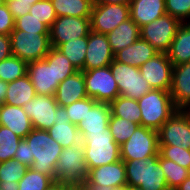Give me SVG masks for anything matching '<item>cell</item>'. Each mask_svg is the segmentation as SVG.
I'll return each instance as SVG.
<instances>
[{"label":"cell","instance_id":"cell-1","mask_svg":"<svg viewBox=\"0 0 190 190\" xmlns=\"http://www.w3.org/2000/svg\"><path fill=\"white\" fill-rule=\"evenodd\" d=\"M24 139L29 144L30 157H33L30 168L54 179L62 146L46 130L33 129Z\"/></svg>","mask_w":190,"mask_h":190},{"label":"cell","instance_id":"cell-2","mask_svg":"<svg viewBox=\"0 0 190 190\" xmlns=\"http://www.w3.org/2000/svg\"><path fill=\"white\" fill-rule=\"evenodd\" d=\"M124 165L128 186L144 190H169L159 153L146 159L125 161Z\"/></svg>","mask_w":190,"mask_h":190},{"label":"cell","instance_id":"cell-3","mask_svg":"<svg viewBox=\"0 0 190 190\" xmlns=\"http://www.w3.org/2000/svg\"><path fill=\"white\" fill-rule=\"evenodd\" d=\"M141 110V125L158 131L178 110L169 91L152 89L138 100Z\"/></svg>","mask_w":190,"mask_h":190},{"label":"cell","instance_id":"cell-4","mask_svg":"<svg viewBox=\"0 0 190 190\" xmlns=\"http://www.w3.org/2000/svg\"><path fill=\"white\" fill-rule=\"evenodd\" d=\"M82 144L88 170L120 160V145L113 140L109 127L83 135Z\"/></svg>","mask_w":190,"mask_h":190},{"label":"cell","instance_id":"cell-5","mask_svg":"<svg viewBox=\"0 0 190 190\" xmlns=\"http://www.w3.org/2000/svg\"><path fill=\"white\" fill-rule=\"evenodd\" d=\"M83 144L62 149L55 168L54 180L65 184H81L88 177Z\"/></svg>","mask_w":190,"mask_h":190},{"label":"cell","instance_id":"cell-6","mask_svg":"<svg viewBox=\"0 0 190 190\" xmlns=\"http://www.w3.org/2000/svg\"><path fill=\"white\" fill-rule=\"evenodd\" d=\"M9 36L12 55L26 63L44 59L52 47L49 34L13 30Z\"/></svg>","mask_w":190,"mask_h":190},{"label":"cell","instance_id":"cell-7","mask_svg":"<svg viewBox=\"0 0 190 190\" xmlns=\"http://www.w3.org/2000/svg\"><path fill=\"white\" fill-rule=\"evenodd\" d=\"M159 153L158 131L139 125L130 138L120 145V159H146Z\"/></svg>","mask_w":190,"mask_h":190},{"label":"cell","instance_id":"cell-8","mask_svg":"<svg viewBox=\"0 0 190 190\" xmlns=\"http://www.w3.org/2000/svg\"><path fill=\"white\" fill-rule=\"evenodd\" d=\"M110 70L119 89L120 96L139 100L143 95L152 90L148 81L139 71V67L117 62L115 59L110 64Z\"/></svg>","mask_w":190,"mask_h":190},{"label":"cell","instance_id":"cell-9","mask_svg":"<svg viewBox=\"0 0 190 190\" xmlns=\"http://www.w3.org/2000/svg\"><path fill=\"white\" fill-rule=\"evenodd\" d=\"M87 96L96 102L111 103L119 95L117 81L111 73L110 65L83 71Z\"/></svg>","mask_w":190,"mask_h":190},{"label":"cell","instance_id":"cell-10","mask_svg":"<svg viewBox=\"0 0 190 190\" xmlns=\"http://www.w3.org/2000/svg\"><path fill=\"white\" fill-rule=\"evenodd\" d=\"M182 22L165 14L140 28V38L148 41L159 53H167Z\"/></svg>","mask_w":190,"mask_h":190},{"label":"cell","instance_id":"cell-11","mask_svg":"<svg viewBox=\"0 0 190 190\" xmlns=\"http://www.w3.org/2000/svg\"><path fill=\"white\" fill-rule=\"evenodd\" d=\"M129 18V4L94 3L90 18L91 31L107 34Z\"/></svg>","mask_w":190,"mask_h":190},{"label":"cell","instance_id":"cell-12","mask_svg":"<svg viewBox=\"0 0 190 190\" xmlns=\"http://www.w3.org/2000/svg\"><path fill=\"white\" fill-rule=\"evenodd\" d=\"M159 145L180 146L190 150V115L177 110L158 130Z\"/></svg>","mask_w":190,"mask_h":190},{"label":"cell","instance_id":"cell-13","mask_svg":"<svg viewBox=\"0 0 190 190\" xmlns=\"http://www.w3.org/2000/svg\"><path fill=\"white\" fill-rule=\"evenodd\" d=\"M91 32V19L74 16L57 17L49 28V37L52 47L76 38L88 37Z\"/></svg>","mask_w":190,"mask_h":190},{"label":"cell","instance_id":"cell-14","mask_svg":"<svg viewBox=\"0 0 190 190\" xmlns=\"http://www.w3.org/2000/svg\"><path fill=\"white\" fill-rule=\"evenodd\" d=\"M142 76L152 89L170 91L172 85L173 64L167 53H158L139 67Z\"/></svg>","mask_w":190,"mask_h":190},{"label":"cell","instance_id":"cell-15","mask_svg":"<svg viewBox=\"0 0 190 190\" xmlns=\"http://www.w3.org/2000/svg\"><path fill=\"white\" fill-rule=\"evenodd\" d=\"M36 94L54 96L59 85L55 80L54 60L47 54L44 59L27 63V73Z\"/></svg>","mask_w":190,"mask_h":190},{"label":"cell","instance_id":"cell-16","mask_svg":"<svg viewBox=\"0 0 190 190\" xmlns=\"http://www.w3.org/2000/svg\"><path fill=\"white\" fill-rule=\"evenodd\" d=\"M58 104L54 96L36 95L22 108L31 119L34 129L48 130L56 121Z\"/></svg>","mask_w":190,"mask_h":190},{"label":"cell","instance_id":"cell-17","mask_svg":"<svg viewBox=\"0 0 190 190\" xmlns=\"http://www.w3.org/2000/svg\"><path fill=\"white\" fill-rule=\"evenodd\" d=\"M114 60L106 34L90 32L87 37V52L84 70L97 69L108 66Z\"/></svg>","mask_w":190,"mask_h":190},{"label":"cell","instance_id":"cell-18","mask_svg":"<svg viewBox=\"0 0 190 190\" xmlns=\"http://www.w3.org/2000/svg\"><path fill=\"white\" fill-rule=\"evenodd\" d=\"M56 116L54 125L47 130L51 138L60 144L63 149L75 144H82L78 126L70 122L65 107L58 105Z\"/></svg>","mask_w":190,"mask_h":190},{"label":"cell","instance_id":"cell-19","mask_svg":"<svg viewBox=\"0 0 190 190\" xmlns=\"http://www.w3.org/2000/svg\"><path fill=\"white\" fill-rule=\"evenodd\" d=\"M169 92L178 110L190 107V62L173 66Z\"/></svg>","mask_w":190,"mask_h":190},{"label":"cell","instance_id":"cell-20","mask_svg":"<svg viewBox=\"0 0 190 190\" xmlns=\"http://www.w3.org/2000/svg\"><path fill=\"white\" fill-rule=\"evenodd\" d=\"M54 97L57 104L63 107L88 97L83 71H76L59 83Z\"/></svg>","mask_w":190,"mask_h":190},{"label":"cell","instance_id":"cell-21","mask_svg":"<svg viewBox=\"0 0 190 190\" xmlns=\"http://www.w3.org/2000/svg\"><path fill=\"white\" fill-rule=\"evenodd\" d=\"M0 125L24 139L34 128L31 119L22 107L0 104Z\"/></svg>","mask_w":190,"mask_h":190},{"label":"cell","instance_id":"cell-22","mask_svg":"<svg viewBox=\"0 0 190 190\" xmlns=\"http://www.w3.org/2000/svg\"><path fill=\"white\" fill-rule=\"evenodd\" d=\"M130 18L140 28L166 14L165 0H131Z\"/></svg>","mask_w":190,"mask_h":190},{"label":"cell","instance_id":"cell-23","mask_svg":"<svg viewBox=\"0 0 190 190\" xmlns=\"http://www.w3.org/2000/svg\"><path fill=\"white\" fill-rule=\"evenodd\" d=\"M87 179L103 186H127L124 161L120 159L111 164L92 168Z\"/></svg>","mask_w":190,"mask_h":190},{"label":"cell","instance_id":"cell-24","mask_svg":"<svg viewBox=\"0 0 190 190\" xmlns=\"http://www.w3.org/2000/svg\"><path fill=\"white\" fill-rule=\"evenodd\" d=\"M158 53L148 41L139 38L133 44L117 52L114 59L120 63L140 67Z\"/></svg>","mask_w":190,"mask_h":190},{"label":"cell","instance_id":"cell-25","mask_svg":"<svg viewBox=\"0 0 190 190\" xmlns=\"http://www.w3.org/2000/svg\"><path fill=\"white\" fill-rule=\"evenodd\" d=\"M110 116V103L96 102L87 112L84 120L77 125L81 137L90 133L102 132L108 128Z\"/></svg>","mask_w":190,"mask_h":190},{"label":"cell","instance_id":"cell-26","mask_svg":"<svg viewBox=\"0 0 190 190\" xmlns=\"http://www.w3.org/2000/svg\"><path fill=\"white\" fill-rule=\"evenodd\" d=\"M106 36L115 55L140 38V27L129 18L107 33Z\"/></svg>","mask_w":190,"mask_h":190},{"label":"cell","instance_id":"cell-27","mask_svg":"<svg viewBox=\"0 0 190 190\" xmlns=\"http://www.w3.org/2000/svg\"><path fill=\"white\" fill-rule=\"evenodd\" d=\"M167 56L173 66L190 62V22L180 25Z\"/></svg>","mask_w":190,"mask_h":190},{"label":"cell","instance_id":"cell-28","mask_svg":"<svg viewBox=\"0 0 190 190\" xmlns=\"http://www.w3.org/2000/svg\"><path fill=\"white\" fill-rule=\"evenodd\" d=\"M36 95L35 88L26 74L8 83L4 104L23 107Z\"/></svg>","mask_w":190,"mask_h":190},{"label":"cell","instance_id":"cell-29","mask_svg":"<svg viewBox=\"0 0 190 190\" xmlns=\"http://www.w3.org/2000/svg\"><path fill=\"white\" fill-rule=\"evenodd\" d=\"M56 16L91 18L93 0H51Z\"/></svg>","mask_w":190,"mask_h":190},{"label":"cell","instance_id":"cell-30","mask_svg":"<svg viewBox=\"0 0 190 190\" xmlns=\"http://www.w3.org/2000/svg\"><path fill=\"white\" fill-rule=\"evenodd\" d=\"M57 49L70 60L77 71H84L87 37L76 38L72 41L61 43Z\"/></svg>","mask_w":190,"mask_h":190},{"label":"cell","instance_id":"cell-31","mask_svg":"<svg viewBox=\"0 0 190 190\" xmlns=\"http://www.w3.org/2000/svg\"><path fill=\"white\" fill-rule=\"evenodd\" d=\"M111 114L141 125V110L137 100L118 96L110 103Z\"/></svg>","mask_w":190,"mask_h":190},{"label":"cell","instance_id":"cell-32","mask_svg":"<svg viewBox=\"0 0 190 190\" xmlns=\"http://www.w3.org/2000/svg\"><path fill=\"white\" fill-rule=\"evenodd\" d=\"M27 73V63L16 56L0 61V80L13 82Z\"/></svg>","mask_w":190,"mask_h":190},{"label":"cell","instance_id":"cell-33","mask_svg":"<svg viewBox=\"0 0 190 190\" xmlns=\"http://www.w3.org/2000/svg\"><path fill=\"white\" fill-rule=\"evenodd\" d=\"M161 168L164 171L165 179L169 190L178 187L189 175L190 170L178 165L172 160L160 156Z\"/></svg>","mask_w":190,"mask_h":190},{"label":"cell","instance_id":"cell-34","mask_svg":"<svg viewBox=\"0 0 190 190\" xmlns=\"http://www.w3.org/2000/svg\"><path fill=\"white\" fill-rule=\"evenodd\" d=\"M138 126L139 124L135 122L113 116L112 114L110 116L108 125L113 136V140L119 145H122L124 142H126Z\"/></svg>","mask_w":190,"mask_h":190},{"label":"cell","instance_id":"cell-35","mask_svg":"<svg viewBox=\"0 0 190 190\" xmlns=\"http://www.w3.org/2000/svg\"><path fill=\"white\" fill-rule=\"evenodd\" d=\"M55 180L49 176L28 168L19 181V190H46Z\"/></svg>","mask_w":190,"mask_h":190},{"label":"cell","instance_id":"cell-36","mask_svg":"<svg viewBox=\"0 0 190 190\" xmlns=\"http://www.w3.org/2000/svg\"><path fill=\"white\" fill-rule=\"evenodd\" d=\"M21 139L9 128L0 125V162L14 158Z\"/></svg>","mask_w":190,"mask_h":190},{"label":"cell","instance_id":"cell-37","mask_svg":"<svg viewBox=\"0 0 190 190\" xmlns=\"http://www.w3.org/2000/svg\"><path fill=\"white\" fill-rule=\"evenodd\" d=\"M48 55L54 60L55 80L58 83H61L65 78L77 71L70 60L56 47H51Z\"/></svg>","mask_w":190,"mask_h":190},{"label":"cell","instance_id":"cell-38","mask_svg":"<svg viewBox=\"0 0 190 190\" xmlns=\"http://www.w3.org/2000/svg\"><path fill=\"white\" fill-rule=\"evenodd\" d=\"M28 167L14 159L0 162V181L3 183L19 182Z\"/></svg>","mask_w":190,"mask_h":190},{"label":"cell","instance_id":"cell-39","mask_svg":"<svg viewBox=\"0 0 190 190\" xmlns=\"http://www.w3.org/2000/svg\"><path fill=\"white\" fill-rule=\"evenodd\" d=\"M29 13L39 19L48 29L57 19L51 0H40L32 5Z\"/></svg>","mask_w":190,"mask_h":190},{"label":"cell","instance_id":"cell-40","mask_svg":"<svg viewBox=\"0 0 190 190\" xmlns=\"http://www.w3.org/2000/svg\"><path fill=\"white\" fill-rule=\"evenodd\" d=\"M159 155L190 170V150L178 146L159 145Z\"/></svg>","mask_w":190,"mask_h":190},{"label":"cell","instance_id":"cell-41","mask_svg":"<svg viewBox=\"0 0 190 190\" xmlns=\"http://www.w3.org/2000/svg\"><path fill=\"white\" fill-rule=\"evenodd\" d=\"M96 101L93 98L86 97L65 107L66 113L72 124L78 125L84 120L87 112L93 107Z\"/></svg>","mask_w":190,"mask_h":190},{"label":"cell","instance_id":"cell-42","mask_svg":"<svg viewBox=\"0 0 190 190\" xmlns=\"http://www.w3.org/2000/svg\"><path fill=\"white\" fill-rule=\"evenodd\" d=\"M14 30L25 32L49 34V29L32 14L28 13L15 20Z\"/></svg>","mask_w":190,"mask_h":190},{"label":"cell","instance_id":"cell-43","mask_svg":"<svg viewBox=\"0 0 190 190\" xmlns=\"http://www.w3.org/2000/svg\"><path fill=\"white\" fill-rule=\"evenodd\" d=\"M166 14L182 23L190 22V0H165Z\"/></svg>","mask_w":190,"mask_h":190},{"label":"cell","instance_id":"cell-44","mask_svg":"<svg viewBox=\"0 0 190 190\" xmlns=\"http://www.w3.org/2000/svg\"><path fill=\"white\" fill-rule=\"evenodd\" d=\"M15 28V20L7 4L0 6V34L10 35Z\"/></svg>","mask_w":190,"mask_h":190},{"label":"cell","instance_id":"cell-45","mask_svg":"<svg viewBox=\"0 0 190 190\" xmlns=\"http://www.w3.org/2000/svg\"><path fill=\"white\" fill-rule=\"evenodd\" d=\"M13 159L26 165L28 168L32 166L33 157H30L29 144L25 139H21L19 142V146Z\"/></svg>","mask_w":190,"mask_h":190},{"label":"cell","instance_id":"cell-46","mask_svg":"<svg viewBox=\"0 0 190 190\" xmlns=\"http://www.w3.org/2000/svg\"><path fill=\"white\" fill-rule=\"evenodd\" d=\"M6 4L14 17V20L28 14L30 8L32 7L29 3L16 2V0H10Z\"/></svg>","mask_w":190,"mask_h":190},{"label":"cell","instance_id":"cell-47","mask_svg":"<svg viewBox=\"0 0 190 190\" xmlns=\"http://www.w3.org/2000/svg\"><path fill=\"white\" fill-rule=\"evenodd\" d=\"M10 56H12L10 36L0 34V61Z\"/></svg>","mask_w":190,"mask_h":190},{"label":"cell","instance_id":"cell-48","mask_svg":"<svg viewBox=\"0 0 190 190\" xmlns=\"http://www.w3.org/2000/svg\"><path fill=\"white\" fill-rule=\"evenodd\" d=\"M83 190H113L114 187L103 186L101 184L90 182L87 178L81 183Z\"/></svg>","mask_w":190,"mask_h":190},{"label":"cell","instance_id":"cell-49","mask_svg":"<svg viewBox=\"0 0 190 190\" xmlns=\"http://www.w3.org/2000/svg\"><path fill=\"white\" fill-rule=\"evenodd\" d=\"M19 182L12 181L11 183H3L0 181V190H19Z\"/></svg>","mask_w":190,"mask_h":190},{"label":"cell","instance_id":"cell-50","mask_svg":"<svg viewBox=\"0 0 190 190\" xmlns=\"http://www.w3.org/2000/svg\"><path fill=\"white\" fill-rule=\"evenodd\" d=\"M8 83L0 80V104H4Z\"/></svg>","mask_w":190,"mask_h":190},{"label":"cell","instance_id":"cell-51","mask_svg":"<svg viewBox=\"0 0 190 190\" xmlns=\"http://www.w3.org/2000/svg\"><path fill=\"white\" fill-rule=\"evenodd\" d=\"M62 190H83V187L81 184H65L62 183Z\"/></svg>","mask_w":190,"mask_h":190},{"label":"cell","instance_id":"cell-52","mask_svg":"<svg viewBox=\"0 0 190 190\" xmlns=\"http://www.w3.org/2000/svg\"><path fill=\"white\" fill-rule=\"evenodd\" d=\"M174 190H190V175Z\"/></svg>","mask_w":190,"mask_h":190},{"label":"cell","instance_id":"cell-53","mask_svg":"<svg viewBox=\"0 0 190 190\" xmlns=\"http://www.w3.org/2000/svg\"><path fill=\"white\" fill-rule=\"evenodd\" d=\"M131 0H93L94 3H124L130 4Z\"/></svg>","mask_w":190,"mask_h":190},{"label":"cell","instance_id":"cell-54","mask_svg":"<svg viewBox=\"0 0 190 190\" xmlns=\"http://www.w3.org/2000/svg\"><path fill=\"white\" fill-rule=\"evenodd\" d=\"M46 190H62V183L55 181Z\"/></svg>","mask_w":190,"mask_h":190},{"label":"cell","instance_id":"cell-55","mask_svg":"<svg viewBox=\"0 0 190 190\" xmlns=\"http://www.w3.org/2000/svg\"><path fill=\"white\" fill-rule=\"evenodd\" d=\"M40 0H16V2H23V3H29L30 5H33L34 3L38 2Z\"/></svg>","mask_w":190,"mask_h":190},{"label":"cell","instance_id":"cell-56","mask_svg":"<svg viewBox=\"0 0 190 190\" xmlns=\"http://www.w3.org/2000/svg\"><path fill=\"white\" fill-rule=\"evenodd\" d=\"M126 190H144L140 187H137V186H126Z\"/></svg>","mask_w":190,"mask_h":190},{"label":"cell","instance_id":"cell-57","mask_svg":"<svg viewBox=\"0 0 190 190\" xmlns=\"http://www.w3.org/2000/svg\"><path fill=\"white\" fill-rule=\"evenodd\" d=\"M113 190H126V186H115Z\"/></svg>","mask_w":190,"mask_h":190},{"label":"cell","instance_id":"cell-58","mask_svg":"<svg viewBox=\"0 0 190 190\" xmlns=\"http://www.w3.org/2000/svg\"><path fill=\"white\" fill-rule=\"evenodd\" d=\"M5 2L3 0H0V6L4 5Z\"/></svg>","mask_w":190,"mask_h":190},{"label":"cell","instance_id":"cell-59","mask_svg":"<svg viewBox=\"0 0 190 190\" xmlns=\"http://www.w3.org/2000/svg\"><path fill=\"white\" fill-rule=\"evenodd\" d=\"M186 111L189 113V115H190V107L188 108V109H186Z\"/></svg>","mask_w":190,"mask_h":190}]
</instances>
